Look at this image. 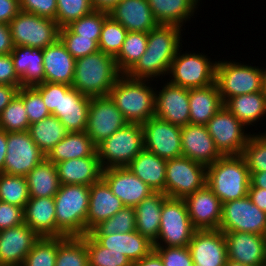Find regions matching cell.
<instances>
[{"mask_svg": "<svg viewBox=\"0 0 266 266\" xmlns=\"http://www.w3.org/2000/svg\"><path fill=\"white\" fill-rule=\"evenodd\" d=\"M182 28L158 25L148 32L147 49L136 64L126 73L134 79L161 78L168 75L170 65L178 50L182 49ZM181 41V42H180Z\"/></svg>", "mask_w": 266, "mask_h": 266, "instance_id": "6da1fadb", "label": "cell"}, {"mask_svg": "<svg viewBox=\"0 0 266 266\" xmlns=\"http://www.w3.org/2000/svg\"><path fill=\"white\" fill-rule=\"evenodd\" d=\"M151 81L153 80L134 79L122 74L110 90L108 96L128 123L143 124L155 117L156 88Z\"/></svg>", "mask_w": 266, "mask_h": 266, "instance_id": "7a4b0ae2", "label": "cell"}, {"mask_svg": "<svg viewBox=\"0 0 266 266\" xmlns=\"http://www.w3.org/2000/svg\"><path fill=\"white\" fill-rule=\"evenodd\" d=\"M121 75L115 57L98 51L76 59L72 87L89 97H104Z\"/></svg>", "mask_w": 266, "mask_h": 266, "instance_id": "3957f363", "label": "cell"}, {"mask_svg": "<svg viewBox=\"0 0 266 266\" xmlns=\"http://www.w3.org/2000/svg\"><path fill=\"white\" fill-rule=\"evenodd\" d=\"M90 186L63 184L54 196L57 237L87 234Z\"/></svg>", "mask_w": 266, "mask_h": 266, "instance_id": "277c9868", "label": "cell"}, {"mask_svg": "<svg viewBox=\"0 0 266 266\" xmlns=\"http://www.w3.org/2000/svg\"><path fill=\"white\" fill-rule=\"evenodd\" d=\"M206 185L222 204L248 196L250 173L241 156H222L207 167Z\"/></svg>", "mask_w": 266, "mask_h": 266, "instance_id": "5b68a950", "label": "cell"}, {"mask_svg": "<svg viewBox=\"0 0 266 266\" xmlns=\"http://www.w3.org/2000/svg\"><path fill=\"white\" fill-rule=\"evenodd\" d=\"M143 149L142 124L127 123L97 146V154L104 170L127 167Z\"/></svg>", "mask_w": 266, "mask_h": 266, "instance_id": "8992f818", "label": "cell"}, {"mask_svg": "<svg viewBox=\"0 0 266 266\" xmlns=\"http://www.w3.org/2000/svg\"><path fill=\"white\" fill-rule=\"evenodd\" d=\"M215 82L223 103L231 97L263 91L261 67L233 60L217 62Z\"/></svg>", "mask_w": 266, "mask_h": 266, "instance_id": "52a82bcc", "label": "cell"}, {"mask_svg": "<svg viewBox=\"0 0 266 266\" xmlns=\"http://www.w3.org/2000/svg\"><path fill=\"white\" fill-rule=\"evenodd\" d=\"M195 231L185 201L168 197L162 206L159 234L153 246H188Z\"/></svg>", "mask_w": 266, "mask_h": 266, "instance_id": "ba28073f", "label": "cell"}, {"mask_svg": "<svg viewBox=\"0 0 266 266\" xmlns=\"http://www.w3.org/2000/svg\"><path fill=\"white\" fill-rule=\"evenodd\" d=\"M178 50L174 57L168 75L170 82L184 88H202L215 83L217 61H211L201 53L181 54Z\"/></svg>", "mask_w": 266, "mask_h": 266, "instance_id": "9c48e42d", "label": "cell"}, {"mask_svg": "<svg viewBox=\"0 0 266 266\" xmlns=\"http://www.w3.org/2000/svg\"><path fill=\"white\" fill-rule=\"evenodd\" d=\"M15 46L44 49L59 39L60 27L52 19L20 11L8 24Z\"/></svg>", "mask_w": 266, "mask_h": 266, "instance_id": "30bf717a", "label": "cell"}, {"mask_svg": "<svg viewBox=\"0 0 266 266\" xmlns=\"http://www.w3.org/2000/svg\"><path fill=\"white\" fill-rule=\"evenodd\" d=\"M206 181V166L183 156L167 160L165 194L168 197L184 199L203 188Z\"/></svg>", "mask_w": 266, "mask_h": 266, "instance_id": "8fae6325", "label": "cell"}, {"mask_svg": "<svg viewBox=\"0 0 266 266\" xmlns=\"http://www.w3.org/2000/svg\"><path fill=\"white\" fill-rule=\"evenodd\" d=\"M206 127L222 156L241 155L251 135L245 132L247 126L239 121L224 105L209 120Z\"/></svg>", "mask_w": 266, "mask_h": 266, "instance_id": "7c38bea8", "label": "cell"}, {"mask_svg": "<svg viewBox=\"0 0 266 266\" xmlns=\"http://www.w3.org/2000/svg\"><path fill=\"white\" fill-rule=\"evenodd\" d=\"M219 230L266 236V213L248 196L223 203Z\"/></svg>", "mask_w": 266, "mask_h": 266, "instance_id": "4fadbf2b", "label": "cell"}, {"mask_svg": "<svg viewBox=\"0 0 266 266\" xmlns=\"http://www.w3.org/2000/svg\"><path fill=\"white\" fill-rule=\"evenodd\" d=\"M46 155L32 140L29 131L7 133L4 172L26 177Z\"/></svg>", "mask_w": 266, "mask_h": 266, "instance_id": "5bb4252c", "label": "cell"}, {"mask_svg": "<svg viewBox=\"0 0 266 266\" xmlns=\"http://www.w3.org/2000/svg\"><path fill=\"white\" fill-rule=\"evenodd\" d=\"M142 128L144 149L166 160L182 156L181 126L152 117Z\"/></svg>", "mask_w": 266, "mask_h": 266, "instance_id": "9a60e30c", "label": "cell"}, {"mask_svg": "<svg viewBox=\"0 0 266 266\" xmlns=\"http://www.w3.org/2000/svg\"><path fill=\"white\" fill-rule=\"evenodd\" d=\"M127 123L109 96L91 97L86 133L96 146Z\"/></svg>", "mask_w": 266, "mask_h": 266, "instance_id": "2e32d148", "label": "cell"}, {"mask_svg": "<svg viewBox=\"0 0 266 266\" xmlns=\"http://www.w3.org/2000/svg\"><path fill=\"white\" fill-rule=\"evenodd\" d=\"M155 90V117L178 126L190 123L189 89L165 81Z\"/></svg>", "mask_w": 266, "mask_h": 266, "instance_id": "e0dca14e", "label": "cell"}, {"mask_svg": "<svg viewBox=\"0 0 266 266\" xmlns=\"http://www.w3.org/2000/svg\"><path fill=\"white\" fill-rule=\"evenodd\" d=\"M188 248L194 266H225L228 260L224 232L196 230Z\"/></svg>", "mask_w": 266, "mask_h": 266, "instance_id": "ac0fdd59", "label": "cell"}, {"mask_svg": "<svg viewBox=\"0 0 266 266\" xmlns=\"http://www.w3.org/2000/svg\"><path fill=\"white\" fill-rule=\"evenodd\" d=\"M183 200L196 230L219 229L223 204L207 185Z\"/></svg>", "mask_w": 266, "mask_h": 266, "instance_id": "d6986e66", "label": "cell"}, {"mask_svg": "<svg viewBox=\"0 0 266 266\" xmlns=\"http://www.w3.org/2000/svg\"><path fill=\"white\" fill-rule=\"evenodd\" d=\"M102 178L126 207H135L154 191L126 167L104 169Z\"/></svg>", "mask_w": 266, "mask_h": 266, "instance_id": "ffe728a7", "label": "cell"}, {"mask_svg": "<svg viewBox=\"0 0 266 266\" xmlns=\"http://www.w3.org/2000/svg\"><path fill=\"white\" fill-rule=\"evenodd\" d=\"M40 236L23 223L0 231V266H22Z\"/></svg>", "mask_w": 266, "mask_h": 266, "instance_id": "44dd1931", "label": "cell"}, {"mask_svg": "<svg viewBox=\"0 0 266 266\" xmlns=\"http://www.w3.org/2000/svg\"><path fill=\"white\" fill-rule=\"evenodd\" d=\"M228 260L245 266H266V236L246 232H224Z\"/></svg>", "mask_w": 266, "mask_h": 266, "instance_id": "7402d4cb", "label": "cell"}, {"mask_svg": "<svg viewBox=\"0 0 266 266\" xmlns=\"http://www.w3.org/2000/svg\"><path fill=\"white\" fill-rule=\"evenodd\" d=\"M91 97L81 94L70 85L60 84L59 110L51 115L57 117L68 132L86 131Z\"/></svg>", "mask_w": 266, "mask_h": 266, "instance_id": "603a6c76", "label": "cell"}, {"mask_svg": "<svg viewBox=\"0 0 266 266\" xmlns=\"http://www.w3.org/2000/svg\"><path fill=\"white\" fill-rule=\"evenodd\" d=\"M182 156L206 167L222 157L206 125L187 124L181 127Z\"/></svg>", "mask_w": 266, "mask_h": 266, "instance_id": "cb8c5ba5", "label": "cell"}, {"mask_svg": "<svg viewBox=\"0 0 266 266\" xmlns=\"http://www.w3.org/2000/svg\"><path fill=\"white\" fill-rule=\"evenodd\" d=\"M108 13L128 32L148 33L159 25L147 0H121Z\"/></svg>", "mask_w": 266, "mask_h": 266, "instance_id": "d4e9b609", "label": "cell"}, {"mask_svg": "<svg viewBox=\"0 0 266 266\" xmlns=\"http://www.w3.org/2000/svg\"><path fill=\"white\" fill-rule=\"evenodd\" d=\"M76 59L58 39L43 49L44 82L72 86Z\"/></svg>", "mask_w": 266, "mask_h": 266, "instance_id": "484cf974", "label": "cell"}, {"mask_svg": "<svg viewBox=\"0 0 266 266\" xmlns=\"http://www.w3.org/2000/svg\"><path fill=\"white\" fill-rule=\"evenodd\" d=\"M125 205L113 193L107 182L101 178L90 186L87 234L99 223L114 216Z\"/></svg>", "mask_w": 266, "mask_h": 266, "instance_id": "4316f807", "label": "cell"}, {"mask_svg": "<svg viewBox=\"0 0 266 266\" xmlns=\"http://www.w3.org/2000/svg\"><path fill=\"white\" fill-rule=\"evenodd\" d=\"M101 246L125 255L132 263L146 257L153 249V242L136 230L111 235H91Z\"/></svg>", "mask_w": 266, "mask_h": 266, "instance_id": "83f0119b", "label": "cell"}, {"mask_svg": "<svg viewBox=\"0 0 266 266\" xmlns=\"http://www.w3.org/2000/svg\"><path fill=\"white\" fill-rule=\"evenodd\" d=\"M61 185L79 184L91 186L102 178L103 168L99 157H83L64 160L55 164Z\"/></svg>", "mask_w": 266, "mask_h": 266, "instance_id": "f1b7e54d", "label": "cell"}, {"mask_svg": "<svg viewBox=\"0 0 266 266\" xmlns=\"http://www.w3.org/2000/svg\"><path fill=\"white\" fill-rule=\"evenodd\" d=\"M54 197L30 198L24 207V223L40 237H57Z\"/></svg>", "mask_w": 266, "mask_h": 266, "instance_id": "f546056e", "label": "cell"}, {"mask_svg": "<svg viewBox=\"0 0 266 266\" xmlns=\"http://www.w3.org/2000/svg\"><path fill=\"white\" fill-rule=\"evenodd\" d=\"M11 57L22 87H34L44 82L43 49L15 46Z\"/></svg>", "mask_w": 266, "mask_h": 266, "instance_id": "4dcf8cb0", "label": "cell"}, {"mask_svg": "<svg viewBox=\"0 0 266 266\" xmlns=\"http://www.w3.org/2000/svg\"><path fill=\"white\" fill-rule=\"evenodd\" d=\"M167 160L143 149L126 167L154 192L165 193Z\"/></svg>", "mask_w": 266, "mask_h": 266, "instance_id": "1f68e13d", "label": "cell"}, {"mask_svg": "<svg viewBox=\"0 0 266 266\" xmlns=\"http://www.w3.org/2000/svg\"><path fill=\"white\" fill-rule=\"evenodd\" d=\"M223 105L216 82L189 89L190 123L206 125Z\"/></svg>", "mask_w": 266, "mask_h": 266, "instance_id": "d6a6232c", "label": "cell"}, {"mask_svg": "<svg viewBox=\"0 0 266 266\" xmlns=\"http://www.w3.org/2000/svg\"><path fill=\"white\" fill-rule=\"evenodd\" d=\"M83 157H98L97 146L86 131L68 132L46 155L53 164Z\"/></svg>", "mask_w": 266, "mask_h": 266, "instance_id": "836d02e7", "label": "cell"}, {"mask_svg": "<svg viewBox=\"0 0 266 266\" xmlns=\"http://www.w3.org/2000/svg\"><path fill=\"white\" fill-rule=\"evenodd\" d=\"M167 198L164 192H154L134 207L136 231L153 243L158 238L162 206Z\"/></svg>", "mask_w": 266, "mask_h": 266, "instance_id": "e575fe53", "label": "cell"}, {"mask_svg": "<svg viewBox=\"0 0 266 266\" xmlns=\"http://www.w3.org/2000/svg\"><path fill=\"white\" fill-rule=\"evenodd\" d=\"M159 25H174L183 28L186 21L198 9L200 0H147Z\"/></svg>", "mask_w": 266, "mask_h": 266, "instance_id": "d590c367", "label": "cell"}, {"mask_svg": "<svg viewBox=\"0 0 266 266\" xmlns=\"http://www.w3.org/2000/svg\"><path fill=\"white\" fill-rule=\"evenodd\" d=\"M224 106L245 126L253 125L266 116V94L259 91L238 95L228 98Z\"/></svg>", "mask_w": 266, "mask_h": 266, "instance_id": "8d00e7d4", "label": "cell"}, {"mask_svg": "<svg viewBox=\"0 0 266 266\" xmlns=\"http://www.w3.org/2000/svg\"><path fill=\"white\" fill-rule=\"evenodd\" d=\"M30 198L54 197L61 183L55 164L43 159L27 176Z\"/></svg>", "mask_w": 266, "mask_h": 266, "instance_id": "74e56055", "label": "cell"}, {"mask_svg": "<svg viewBox=\"0 0 266 266\" xmlns=\"http://www.w3.org/2000/svg\"><path fill=\"white\" fill-rule=\"evenodd\" d=\"M28 131L45 155L68 133L63 123L53 115L31 124Z\"/></svg>", "mask_w": 266, "mask_h": 266, "instance_id": "f35d334b", "label": "cell"}, {"mask_svg": "<svg viewBox=\"0 0 266 266\" xmlns=\"http://www.w3.org/2000/svg\"><path fill=\"white\" fill-rule=\"evenodd\" d=\"M55 266H89L85 235L58 237Z\"/></svg>", "mask_w": 266, "mask_h": 266, "instance_id": "ab89813d", "label": "cell"}, {"mask_svg": "<svg viewBox=\"0 0 266 266\" xmlns=\"http://www.w3.org/2000/svg\"><path fill=\"white\" fill-rule=\"evenodd\" d=\"M148 33L127 32L122 48L115 57L122 74H126L141 58L147 49Z\"/></svg>", "mask_w": 266, "mask_h": 266, "instance_id": "60d3db41", "label": "cell"}, {"mask_svg": "<svg viewBox=\"0 0 266 266\" xmlns=\"http://www.w3.org/2000/svg\"><path fill=\"white\" fill-rule=\"evenodd\" d=\"M29 199L26 177L0 172V201L24 209Z\"/></svg>", "mask_w": 266, "mask_h": 266, "instance_id": "b9f144b4", "label": "cell"}, {"mask_svg": "<svg viewBox=\"0 0 266 266\" xmlns=\"http://www.w3.org/2000/svg\"><path fill=\"white\" fill-rule=\"evenodd\" d=\"M30 122L23 99L16 94L0 114V130L9 132L28 131Z\"/></svg>", "mask_w": 266, "mask_h": 266, "instance_id": "7bdbcfd3", "label": "cell"}, {"mask_svg": "<svg viewBox=\"0 0 266 266\" xmlns=\"http://www.w3.org/2000/svg\"><path fill=\"white\" fill-rule=\"evenodd\" d=\"M89 266H133L125 255L101 246L89 233L85 235Z\"/></svg>", "mask_w": 266, "mask_h": 266, "instance_id": "ee69618b", "label": "cell"}, {"mask_svg": "<svg viewBox=\"0 0 266 266\" xmlns=\"http://www.w3.org/2000/svg\"><path fill=\"white\" fill-rule=\"evenodd\" d=\"M135 208L124 207L114 216L99 223L90 232V235H111L116 233H128L136 230Z\"/></svg>", "mask_w": 266, "mask_h": 266, "instance_id": "f6af8a7d", "label": "cell"}, {"mask_svg": "<svg viewBox=\"0 0 266 266\" xmlns=\"http://www.w3.org/2000/svg\"><path fill=\"white\" fill-rule=\"evenodd\" d=\"M127 30L111 16L105 18L98 42L99 51L116 57L122 48Z\"/></svg>", "mask_w": 266, "mask_h": 266, "instance_id": "bcb514c9", "label": "cell"}, {"mask_svg": "<svg viewBox=\"0 0 266 266\" xmlns=\"http://www.w3.org/2000/svg\"><path fill=\"white\" fill-rule=\"evenodd\" d=\"M57 251L58 237H40L22 266H55Z\"/></svg>", "mask_w": 266, "mask_h": 266, "instance_id": "7dc6e473", "label": "cell"}, {"mask_svg": "<svg viewBox=\"0 0 266 266\" xmlns=\"http://www.w3.org/2000/svg\"><path fill=\"white\" fill-rule=\"evenodd\" d=\"M241 156L245 159L249 173L266 171V131L251 134Z\"/></svg>", "mask_w": 266, "mask_h": 266, "instance_id": "c3c4849f", "label": "cell"}, {"mask_svg": "<svg viewBox=\"0 0 266 266\" xmlns=\"http://www.w3.org/2000/svg\"><path fill=\"white\" fill-rule=\"evenodd\" d=\"M108 12L93 10L90 14L72 21L67 27L75 34L99 42L102 26Z\"/></svg>", "mask_w": 266, "mask_h": 266, "instance_id": "681fc988", "label": "cell"}, {"mask_svg": "<svg viewBox=\"0 0 266 266\" xmlns=\"http://www.w3.org/2000/svg\"><path fill=\"white\" fill-rule=\"evenodd\" d=\"M59 39L75 59L99 51L98 43L95 40L92 38L81 37L80 35L73 33L67 26L60 28Z\"/></svg>", "mask_w": 266, "mask_h": 266, "instance_id": "f907efd6", "label": "cell"}, {"mask_svg": "<svg viewBox=\"0 0 266 266\" xmlns=\"http://www.w3.org/2000/svg\"><path fill=\"white\" fill-rule=\"evenodd\" d=\"M57 14L56 22L58 26H68L72 21L78 20L82 16L90 14L94 9L90 0H56Z\"/></svg>", "mask_w": 266, "mask_h": 266, "instance_id": "816d5d0a", "label": "cell"}, {"mask_svg": "<svg viewBox=\"0 0 266 266\" xmlns=\"http://www.w3.org/2000/svg\"><path fill=\"white\" fill-rule=\"evenodd\" d=\"M17 94L23 99L30 125L51 115L41 94L34 87L21 86Z\"/></svg>", "mask_w": 266, "mask_h": 266, "instance_id": "f5cc1de1", "label": "cell"}, {"mask_svg": "<svg viewBox=\"0 0 266 266\" xmlns=\"http://www.w3.org/2000/svg\"><path fill=\"white\" fill-rule=\"evenodd\" d=\"M164 266H194L188 246H154Z\"/></svg>", "mask_w": 266, "mask_h": 266, "instance_id": "db71d44e", "label": "cell"}, {"mask_svg": "<svg viewBox=\"0 0 266 266\" xmlns=\"http://www.w3.org/2000/svg\"><path fill=\"white\" fill-rule=\"evenodd\" d=\"M20 10L56 21V0H19Z\"/></svg>", "mask_w": 266, "mask_h": 266, "instance_id": "11a10c76", "label": "cell"}, {"mask_svg": "<svg viewBox=\"0 0 266 266\" xmlns=\"http://www.w3.org/2000/svg\"><path fill=\"white\" fill-rule=\"evenodd\" d=\"M24 209L0 201V231L24 223Z\"/></svg>", "mask_w": 266, "mask_h": 266, "instance_id": "9f6ffc18", "label": "cell"}, {"mask_svg": "<svg viewBox=\"0 0 266 266\" xmlns=\"http://www.w3.org/2000/svg\"><path fill=\"white\" fill-rule=\"evenodd\" d=\"M34 88L41 94L43 102L45 103L50 114H52L55 110H59V83L43 82L42 84L34 86Z\"/></svg>", "mask_w": 266, "mask_h": 266, "instance_id": "6f0895ef", "label": "cell"}, {"mask_svg": "<svg viewBox=\"0 0 266 266\" xmlns=\"http://www.w3.org/2000/svg\"><path fill=\"white\" fill-rule=\"evenodd\" d=\"M0 84L21 87V80L15 72L10 54H0Z\"/></svg>", "mask_w": 266, "mask_h": 266, "instance_id": "680465c9", "label": "cell"}, {"mask_svg": "<svg viewBox=\"0 0 266 266\" xmlns=\"http://www.w3.org/2000/svg\"><path fill=\"white\" fill-rule=\"evenodd\" d=\"M20 11L19 0H0V23L9 24Z\"/></svg>", "mask_w": 266, "mask_h": 266, "instance_id": "91938a15", "label": "cell"}, {"mask_svg": "<svg viewBox=\"0 0 266 266\" xmlns=\"http://www.w3.org/2000/svg\"><path fill=\"white\" fill-rule=\"evenodd\" d=\"M14 47L9 25L0 23V54H10Z\"/></svg>", "mask_w": 266, "mask_h": 266, "instance_id": "94428289", "label": "cell"}, {"mask_svg": "<svg viewBox=\"0 0 266 266\" xmlns=\"http://www.w3.org/2000/svg\"><path fill=\"white\" fill-rule=\"evenodd\" d=\"M248 197L254 205L266 213V189L249 188Z\"/></svg>", "mask_w": 266, "mask_h": 266, "instance_id": "6125c7cd", "label": "cell"}, {"mask_svg": "<svg viewBox=\"0 0 266 266\" xmlns=\"http://www.w3.org/2000/svg\"><path fill=\"white\" fill-rule=\"evenodd\" d=\"M18 88L11 85L0 84V114L17 94Z\"/></svg>", "mask_w": 266, "mask_h": 266, "instance_id": "be15d7a7", "label": "cell"}, {"mask_svg": "<svg viewBox=\"0 0 266 266\" xmlns=\"http://www.w3.org/2000/svg\"><path fill=\"white\" fill-rule=\"evenodd\" d=\"M133 266H164L159 254L153 249L146 257L133 263Z\"/></svg>", "mask_w": 266, "mask_h": 266, "instance_id": "e7e4bbea", "label": "cell"}, {"mask_svg": "<svg viewBox=\"0 0 266 266\" xmlns=\"http://www.w3.org/2000/svg\"><path fill=\"white\" fill-rule=\"evenodd\" d=\"M121 0H90L94 10L109 12Z\"/></svg>", "mask_w": 266, "mask_h": 266, "instance_id": "03108f58", "label": "cell"}, {"mask_svg": "<svg viewBox=\"0 0 266 266\" xmlns=\"http://www.w3.org/2000/svg\"><path fill=\"white\" fill-rule=\"evenodd\" d=\"M249 188L266 189V171L250 173Z\"/></svg>", "mask_w": 266, "mask_h": 266, "instance_id": "003e7915", "label": "cell"}, {"mask_svg": "<svg viewBox=\"0 0 266 266\" xmlns=\"http://www.w3.org/2000/svg\"><path fill=\"white\" fill-rule=\"evenodd\" d=\"M6 152H7V132L0 130V172H4Z\"/></svg>", "mask_w": 266, "mask_h": 266, "instance_id": "a7ac6f4b", "label": "cell"}, {"mask_svg": "<svg viewBox=\"0 0 266 266\" xmlns=\"http://www.w3.org/2000/svg\"><path fill=\"white\" fill-rule=\"evenodd\" d=\"M262 70V79H263V91L266 94V68H261Z\"/></svg>", "mask_w": 266, "mask_h": 266, "instance_id": "89a4df30", "label": "cell"}, {"mask_svg": "<svg viewBox=\"0 0 266 266\" xmlns=\"http://www.w3.org/2000/svg\"><path fill=\"white\" fill-rule=\"evenodd\" d=\"M225 266H245V265L238 263V262H235V261L227 260Z\"/></svg>", "mask_w": 266, "mask_h": 266, "instance_id": "2644e50d", "label": "cell"}]
</instances>
